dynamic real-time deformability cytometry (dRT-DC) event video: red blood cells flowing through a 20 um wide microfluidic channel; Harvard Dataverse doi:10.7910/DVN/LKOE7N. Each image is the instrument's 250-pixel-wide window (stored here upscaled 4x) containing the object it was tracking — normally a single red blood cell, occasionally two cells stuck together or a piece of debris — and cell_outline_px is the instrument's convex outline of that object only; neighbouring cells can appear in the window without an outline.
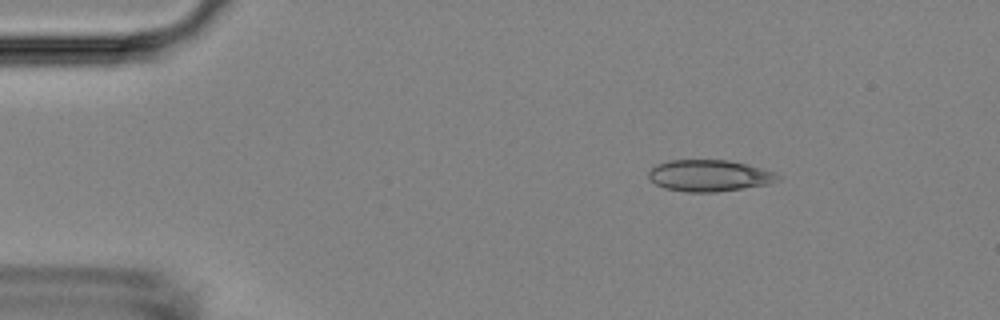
{"species": "Egyptian fruit bat (a non-hibernating species)", "species_latin": "Rousettus aegyptiacus", "temperature_condition": "room temperature", "stored_images_in_passage": 50, "camera_frame_rate_fps": 3000, "um_per_image_px": 0.085, "animal": {"sex": "female"}, "frame": {"image": 1, "passage_image": 4, "time_ms": 1.0, "image_size_px": [1000, 320], "cell_outline_px": [[780, 180], [768, 184], [716, 192], [688, 192], [664, 188], [656, 184], [648, 176], [648, 172], [656, 164], [668, 160], [728, 160], [748, 164], [776, 172], [780, 176]], "centroid_in_image_um": [60.31, 14.92], "position_along_channel_um": 24.7, "area_um2": 23.81}}
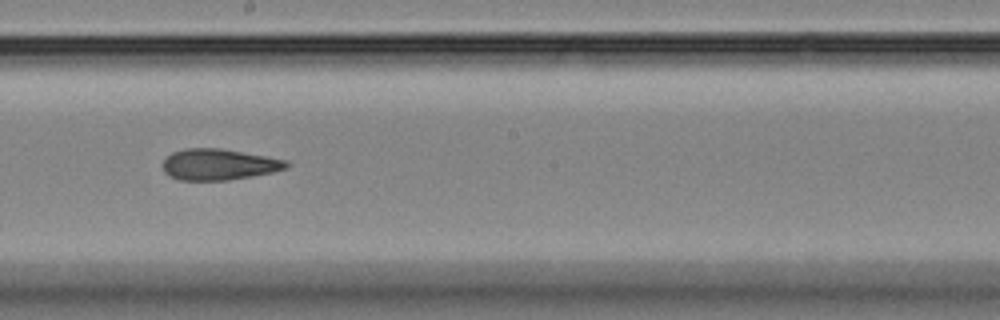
{"frame": {"image": 2, "passage_image": 26, "time_ms": 8.333, "image_size_px": [1000, 320], "cell_outline_px": [[292, 164], [288, 168], [272, 172], [252, 176], [228, 180], [180, 180], [168, 176], [164, 172], [160, 164], [172, 152], [184, 148], [220, 148], [268, 156], [288, 160]], "centroid_in_image_um": [18.61, 13.97], "position_along_channel_um": 229.6, "area_um2": 22.77}}
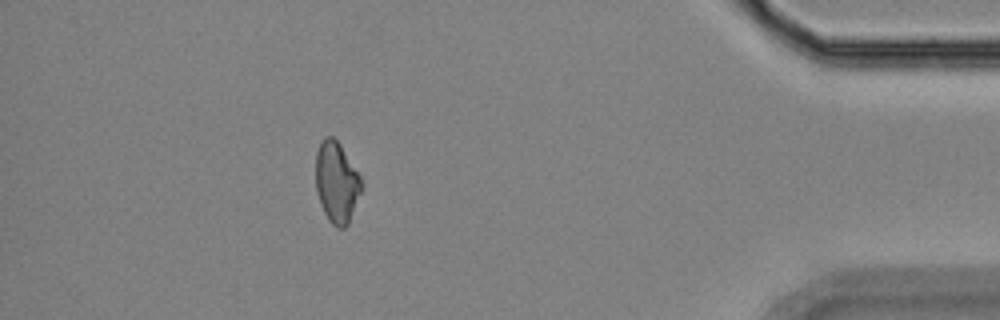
{"frame": {"image": 3, "passage_image": 44, "time_ms": 14.333, "image_size_px": [1000, 320], "cell_outline_px": [[364, 188], [348, 224], [344, 228], [336, 228], [328, 220], [320, 204], [316, 192], [316, 152], [324, 136], [332, 136], [340, 144], [360, 176], [364, 184]], "centroid_in_image_um": [28.63, 15.53], "position_along_channel_um": 406.6, "area_um2": 21.85}, "authors_computed_cell_mechanics": {"area_um2": 22.8599, "velocity_mm_per_s": 3.7137, "shape_relaxation_time_tau1_ms": 8.3176, "shape_relaxation_time_tau2_ms": 4.2042, "deformation_change_tau1": 0.155, "deformation_change_tau2": 0.1285}}